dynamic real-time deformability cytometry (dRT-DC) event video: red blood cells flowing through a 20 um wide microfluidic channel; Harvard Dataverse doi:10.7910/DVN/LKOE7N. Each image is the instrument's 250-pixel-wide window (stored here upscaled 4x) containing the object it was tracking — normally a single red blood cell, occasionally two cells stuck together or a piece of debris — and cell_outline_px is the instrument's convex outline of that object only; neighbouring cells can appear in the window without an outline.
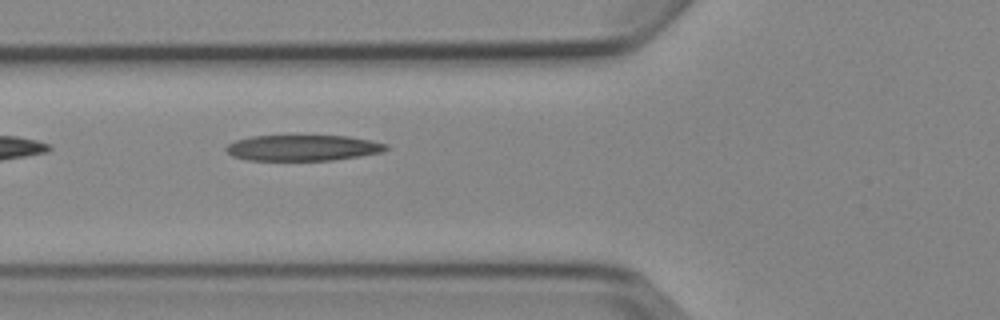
{"species": "Egyptian fruit bat (a non-hibernating species)", "species_latin": "Rousettus aegyptiacus", "temperature_condition": "cold", "stored_images_in_passage": 6, "camera_frame_rate_fps": 3000, "um_per_image_px": 0.085, "animal": {"sex": "female"}, "frame": {"image": 1, "passage_image": 6, "time_ms": 6.0, "image_size_px": [1000, 320], "cell_outline_px": [[388, 148], [380, 152], [360, 156], [332, 160], [248, 160], [232, 156], [224, 148], [228, 144], [236, 140], [252, 136], [348, 136], [388, 144]], "centroid_in_image_um": [25.71, 12.57], "position_along_channel_um": 100.1, "area_um2": 23.87}}